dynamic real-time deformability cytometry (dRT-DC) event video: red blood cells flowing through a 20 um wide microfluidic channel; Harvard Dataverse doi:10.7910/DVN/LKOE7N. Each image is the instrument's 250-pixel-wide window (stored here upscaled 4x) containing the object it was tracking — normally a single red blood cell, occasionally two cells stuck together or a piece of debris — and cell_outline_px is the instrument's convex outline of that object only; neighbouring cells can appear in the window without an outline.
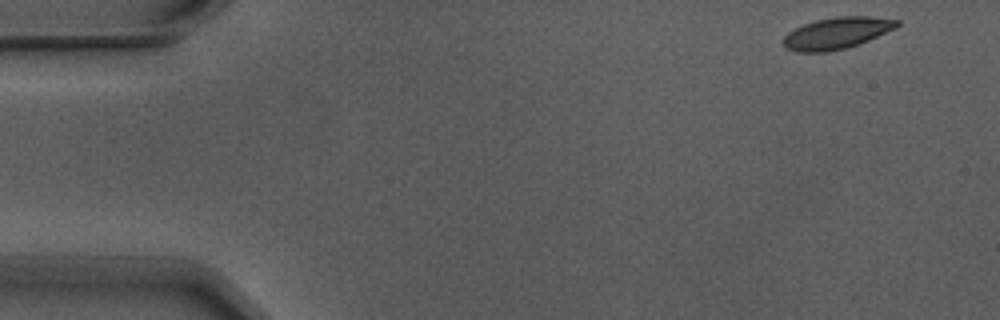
{"species": "Egyptian fruit bat (a non-hibernating species)", "species_latin": "Rousettus aegyptiacus", "temperature_condition": "warm", "stored_images_in_passage": 4, "camera_frame_rate_fps": 3000, "um_per_image_px": 0.085, "animal": {"sex": "male"}, "frame": {"image": 1, "passage_image": 1, "time_ms": 0.0, "image_size_px": [1000, 320], "cell_outline_px": [[900, 24], [896, 28], [860, 44], [828, 52], [800, 52], [784, 48], [784, 36], [788, 32], [804, 24], [816, 20], [836, 16], [868, 16], [900, 20]], "centroid_in_image_um": [71.15, 2.81], "position_along_channel_um": 13.9, "area_um2": 20.92}}